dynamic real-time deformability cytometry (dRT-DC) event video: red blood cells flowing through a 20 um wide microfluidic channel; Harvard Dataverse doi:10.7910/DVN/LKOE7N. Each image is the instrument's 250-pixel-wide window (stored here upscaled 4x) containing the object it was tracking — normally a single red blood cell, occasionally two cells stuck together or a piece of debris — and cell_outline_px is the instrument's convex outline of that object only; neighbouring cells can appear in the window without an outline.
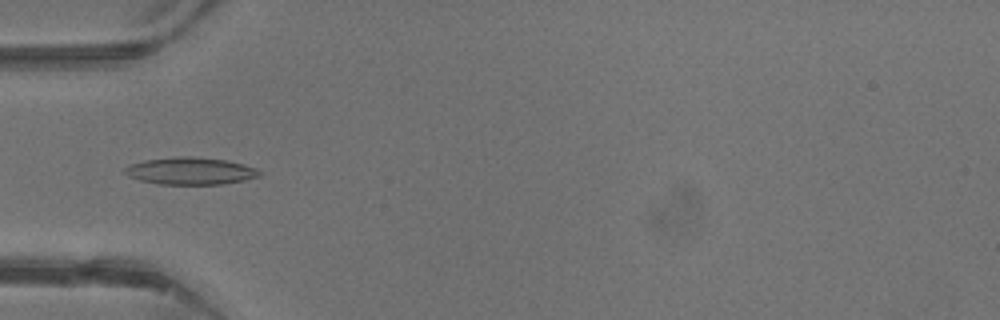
{"species": "common noctule bat (a hibernating species)", "species_latin": "Nyctalus noctula", "temperature_condition": "warm", "stored_images_in_passage": 43, "camera_frame_rate_fps": 3000, "um_per_image_px": 0.085, "animal": {"sex": "male", "body_mass_g": 13.3}, "frame": {"image": 1, "passage_image": 15, "time_ms": 4.667, "image_size_px": [1000, 320], "cell_outline_px": [[264, 172], [260, 176], [244, 180], [220, 184], [156, 184], [140, 180], [128, 176], [120, 172], [128, 164], [144, 160], [176, 156], [192, 156], [228, 160], [244, 164], [256, 168]], "centroid_in_image_um": [16.15, 14.52], "position_along_channel_um": 68.8, "area_um2": 21.73}}
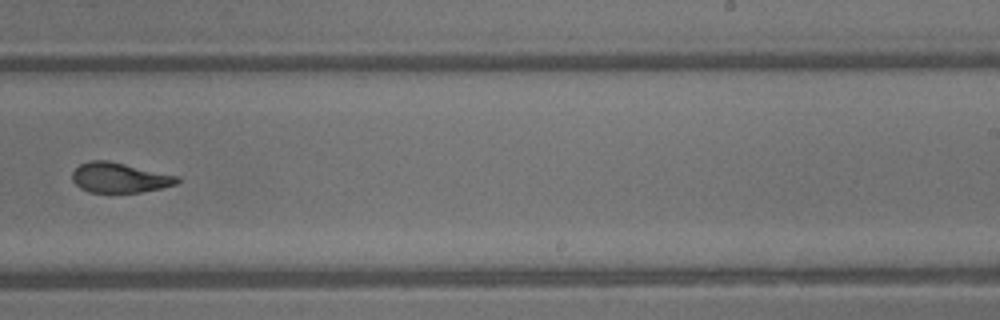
{"frame": {"image": 2, "passage_image": 28, "time_ms": 9.0, "image_size_px": [1000, 320], "cell_outline_px": [[180, 180], [176, 184], [160, 188], [140, 192], [88, 192], [80, 188], [72, 180], [72, 172], [80, 164], [88, 160], [108, 160], [180, 176]], "centroid_in_image_um": [10.15, 15.09], "position_along_channel_um": 278.8, "area_um2": 18.38}}
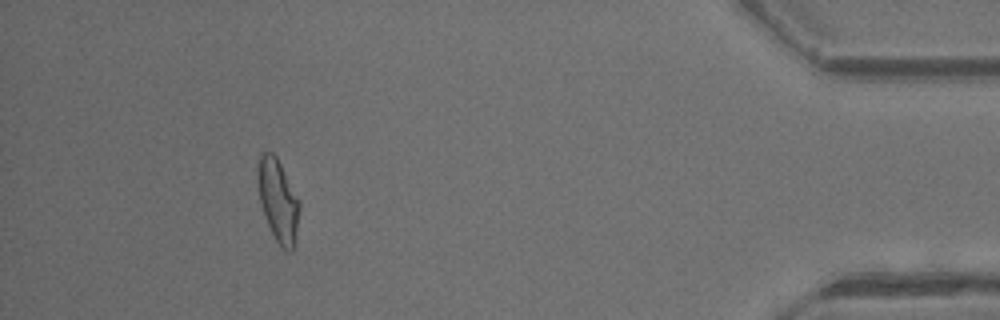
{"frame": {"image": 3, "passage_image": 40, "time_ms": 13.0, "image_size_px": [1000, 320], "cell_outline_px": [[300, 208], [296, 244], [292, 252], [288, 252], [276, 240], [268, 224], [260, 200], [260, 152], [272, 152], [276, 156], [300, 200]], "centroid_in_image_um": [23.72, 17.11], "position_along_channel_um": 411.5, "area_um2": 19.48}, "authors_computed_cell_mechanics": {"area_um2": 19.5364, "velocity_mm_per_s": 4.8426, "shape_relaxation_time_tau1_ms": 4.3147, "shape_relaxation_time_tau2_ms": 1.6033, "deformation_change_tau1": 0.1905, "deformation_change_tau2": 0.0889}}